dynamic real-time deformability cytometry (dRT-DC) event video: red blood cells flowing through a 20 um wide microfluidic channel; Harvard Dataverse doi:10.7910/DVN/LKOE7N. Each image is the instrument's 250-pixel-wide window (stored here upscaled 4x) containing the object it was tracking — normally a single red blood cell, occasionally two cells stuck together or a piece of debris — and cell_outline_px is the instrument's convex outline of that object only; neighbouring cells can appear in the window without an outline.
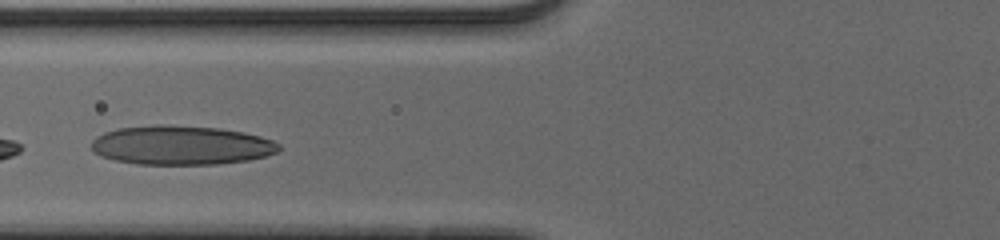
{"species": "human", "species_latin": "Homo sapiens", "temperature_condition": "cold", "stored_images_in_passage": 14, "camera_frame_rate_fps": 3000, "um_per_image_px": 0.085, "donor": {"sex": "male"}, "frame": {"image": 1, "passage_image": 10, "time_ms": 3.0, "image_size_px": [1000, 240], "cell_outline_px": [[280, 152], [248, 160], [216, 164], [136, 164], [116, 160], [100, 156], [92, 152], [92, 140], [96, 136], [104, 132], [116, 128], [156, 124], [164, 124], [220, 128], [244, 132], [260, 136], [272, 140], [280, 144]], "centroid_in_image_um": [15.38, 12.33], "position_along_channel_um": 110.4, "area_um2": 43.12}}